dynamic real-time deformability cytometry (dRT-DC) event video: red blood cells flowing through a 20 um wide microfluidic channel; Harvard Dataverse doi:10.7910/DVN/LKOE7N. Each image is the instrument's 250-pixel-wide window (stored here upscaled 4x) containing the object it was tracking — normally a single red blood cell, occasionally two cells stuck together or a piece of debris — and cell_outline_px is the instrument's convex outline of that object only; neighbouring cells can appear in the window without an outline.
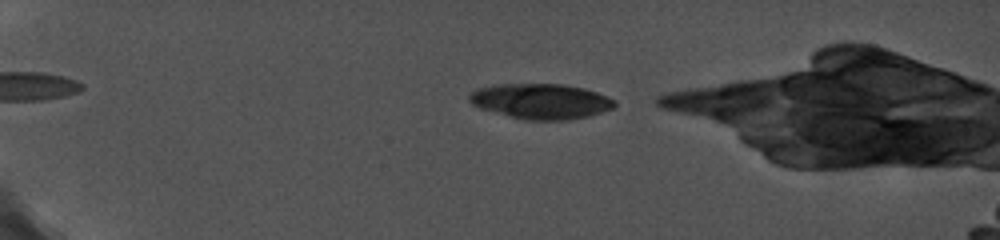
{"species": "common noctule bat (a hibernating species)", "species_latin": "Nyctalus noctula", "temperature_condition": "cold", "stored_images_in_passage": 9, "camera_frame_rate_fps": 5000, "um_per_image_px": 0.085, "animal": {"sex": "female", "body_mass_g": 19.0, "forearm_length_mm": 56.7}, "frame": {"image": 1, "passage_image": 2, "time_ms": 0.2, "image_size_px": [1000, 240], "cell_outline_px": [[616, 104], [612, 108], [588, 116], [568, 120], [524, 120], [480, 108], [472, 104], [468, 100], [468, 96], [476, 88], [492, 84], [564, 84], [584, 88], [608, 96], [616, 100]], "centroid_in_image_um": [45.96, 8.6], "position_along_channel_um": 39.0, "area_um2": 30.0}}